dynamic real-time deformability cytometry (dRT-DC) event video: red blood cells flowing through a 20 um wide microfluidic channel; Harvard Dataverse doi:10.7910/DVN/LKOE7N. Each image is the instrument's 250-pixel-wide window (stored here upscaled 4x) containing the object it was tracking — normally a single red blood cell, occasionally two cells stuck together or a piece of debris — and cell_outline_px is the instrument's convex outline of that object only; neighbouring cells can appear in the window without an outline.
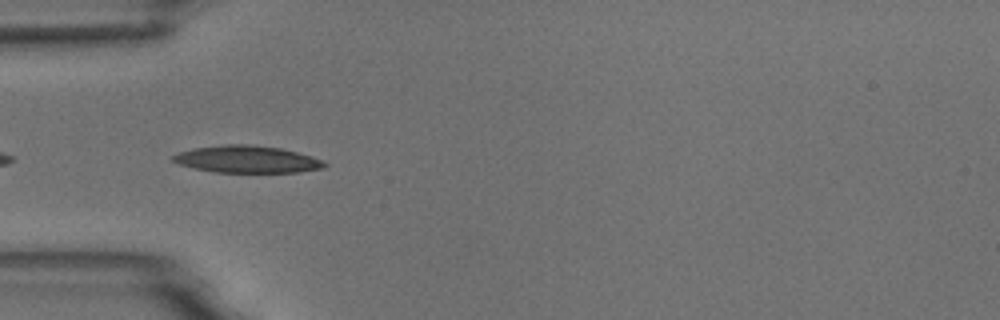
{"species": "common noctule bat (a hibernating species)", "species_latin": "Nyctalus noctula", "temperature_condition": "room temperature", "stored_images_in_passage": 8, "camera_frame_rate_fps": 3000, "um_per_image_px": 0.085, "animal": {"sex": "male", "body_mass_g": 18.8}, "frame": {"image": 1, "passage_image": 5, "time_ms": 4.667, "image_size_px": [1000, 320], "cell_outline_px": [[328, 164], [324, 168], [296, 172], [216, 172], [196, 168], [180, 164], [172, 160], [172, 156], [180, 152], [192, 148], [224, 144], [252, 144], [280, 148], [312, 156], [324, 160]], "centroid_in_image_um": [21.03, 13.53], "position_along_channel_um": 64.0, "area_um2": 23.87}}